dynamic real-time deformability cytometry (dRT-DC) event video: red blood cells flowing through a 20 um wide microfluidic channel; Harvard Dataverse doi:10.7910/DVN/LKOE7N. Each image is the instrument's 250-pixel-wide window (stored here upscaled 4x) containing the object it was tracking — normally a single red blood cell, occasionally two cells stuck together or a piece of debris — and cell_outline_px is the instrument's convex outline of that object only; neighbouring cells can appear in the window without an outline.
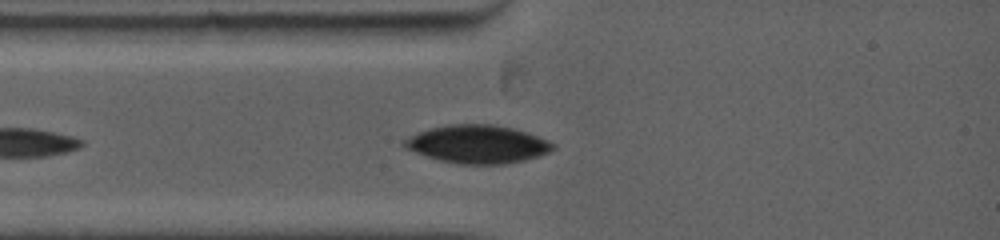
{"species": "common noctule bat (a hibernating species)", "species_latin": "Nyctalus noctula", "temperature_condition": "warm", "stored_images_in_passage": 3, "camera_frame_rate_fps": 5000, "um_per_image_px": 0.085, "animal": {"sex": "female", "body_mass_g": 19.0, "forearm_length_mm": 53.3}, "frame": {"image": 1, "passage_image": 2, "time_ms": 0.4, "image_size_px": [1000, 240], "cell_outline_px": [[556, 148], [548, 152], [524, 160], [504, 164], [460, 164], [440, 160], [404, 148], [400, 144], [408, 136], [432, 128], [452, 124], [492, 124], [512, 128], [528, 132], [548, 140], [556, 144]], "centroid_in_image_um": [40.61, 12.25], "position_along_channel_um": 44.4, "area_um2": 32.83}}